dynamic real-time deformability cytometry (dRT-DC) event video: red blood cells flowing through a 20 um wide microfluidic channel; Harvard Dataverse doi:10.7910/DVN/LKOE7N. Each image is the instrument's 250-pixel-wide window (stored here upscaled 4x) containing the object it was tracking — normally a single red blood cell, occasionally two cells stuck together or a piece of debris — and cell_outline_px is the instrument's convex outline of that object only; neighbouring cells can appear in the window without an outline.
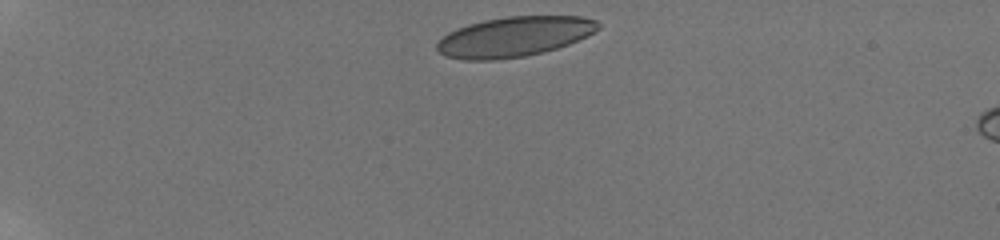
{"species": "human", "species_latin": "Homo sapiens", "temperature_condition": "room temperature", "stored_images_in_passage": 3, "camera_frame_rate_fps": 3000, "um_per_image_px": 0.085, "donor": {"sex": "male"}, "frame": {"image": 1, "passage_image": 1, "time_ms": 0.0, "image_size_px": [1000, 240], "cell_outline_px": [[600, 28], [596, 32], [568, 44], [544, 52], [524, 56], [496, 60], [464, 60], [444, 56], [436, 48], [436, 44], [448, 32], [456, 28], [468, 24], [484, 20], [508, 16], [580, 16], [596, 20], [600, 24]], "centroid_in_image_um": [43.71, 3.12], "position_along_channel_um": 41.3, "area_um2": 37.69}}